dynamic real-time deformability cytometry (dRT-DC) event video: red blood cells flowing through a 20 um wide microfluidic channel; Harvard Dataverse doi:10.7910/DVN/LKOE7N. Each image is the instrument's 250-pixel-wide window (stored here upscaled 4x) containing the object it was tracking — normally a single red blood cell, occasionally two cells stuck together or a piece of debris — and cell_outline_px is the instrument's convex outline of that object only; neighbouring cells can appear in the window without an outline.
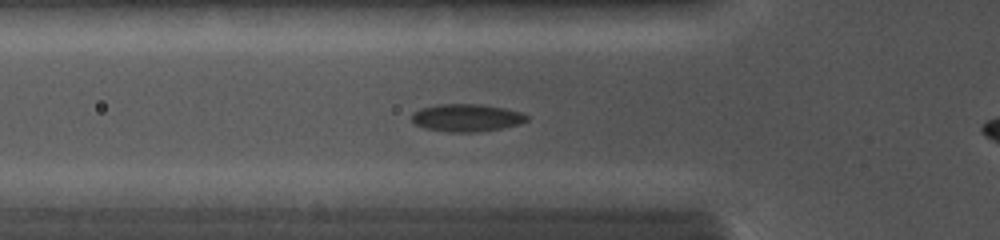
{"species": "common noctule bat (a hibernating species)", "species_latin": "Nyctalus noctula", "temperature_condition": "cold", "stored_images_in_passage": 30, "camera_frame_rate_fps": 5000, "um_per_image_px": 0.085, "animal": {"sex": "female", "body_mass_g": 19.0, "forearm_length_mm": 56.7}, "frame": {"image": 1, "passage_image": 10, "time_ms": 4.6, "image_size_px": [1000, 240], "cell_outline_px": [[528, 120], [520, 124], [500, 128], [476, 132], [448, 132], [424, 128], [416, 124], [412, 120], [412, 112], [420, 108], [436, 104], [480, 104], [504, 108], [520, 112], [528, 116]], "centroid_in_image_um": [39.63, 10.0], "position_along_channel_um": 86.2, "area_um2": 18.5}}
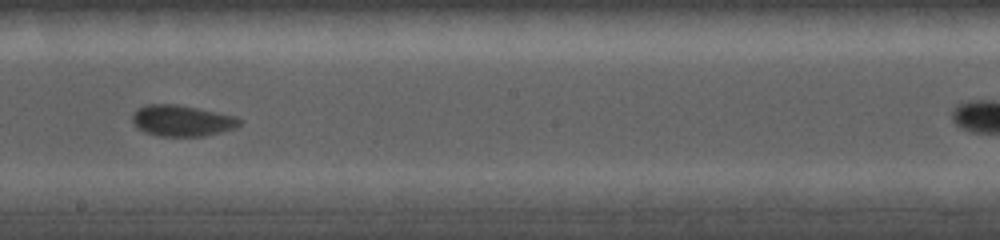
{"frame": {"image": 2, "passage_image": 17, "time_ms": 8.0, "image_size_px": [1000, 240], "cell_outline_px": [[244, 120], [236, 128], [204, 136], [156, 136], [144, 132], [136, 128], [132, 120], [132, 116], [136, 108], [144, 104], [176, 104], [236, 116]], "centroid_in_image_um": [15.44, 10.26], "position_along_channel_um": 232.8, "area_um2": 19.65}}
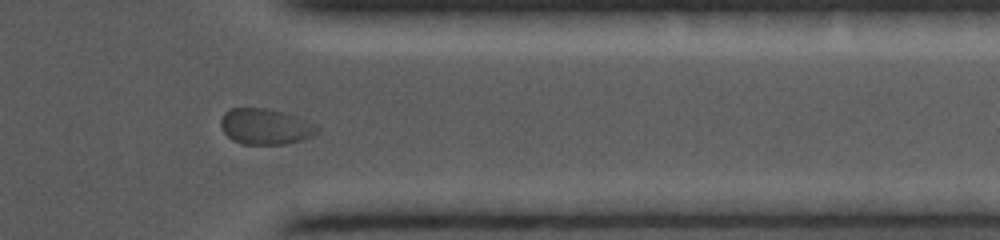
{"frame": {"image": 3, "passage_image": 24, "time_ms": 11.6, "image_size_px": [1000, 240], "cell_outline_px": [[320, 128], [312, 136], [304, 140], [284, 144], [244, 144], [232, 140], [224, 132], [220, 124], [220, 120], [224, 112], [232, 108], [264, 108], [288, 112], [300, 116], [316, 124]], "centroid_in_image_um": [22.6, 10.74], "position_along_channel_um": 388.8, "area_um2": 20.46}}